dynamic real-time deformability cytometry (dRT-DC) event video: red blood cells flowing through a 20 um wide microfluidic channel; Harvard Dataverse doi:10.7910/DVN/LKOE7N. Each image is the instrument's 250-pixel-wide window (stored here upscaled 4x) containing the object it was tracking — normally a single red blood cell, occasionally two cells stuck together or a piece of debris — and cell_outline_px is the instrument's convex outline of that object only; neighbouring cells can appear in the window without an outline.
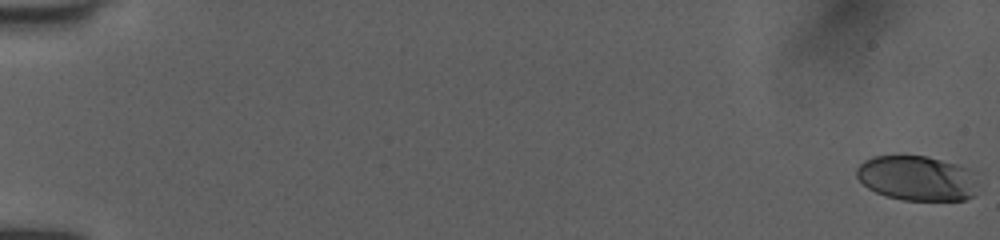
{"species": "human", "species_latin": "Homo sapiens", "temperature_condition": "room temperature", "stored_images_in_passage": 53, "camera_frame_rate_fps": 3000, "um_per_image_px": 0.085, "donor": {"sex": "female"}, "frame": {"image": 1, "passage_image": 1, "time_ms": 0.0, "image_size_px": [1000, 240], "cell_outline_px": [[976, 196], [964, 200], [904, 200], [888, 196], [876, 192], [868, 188], [856, 176], [856, 168], [864, 160], [872, 156], [928, 156], [956, 164], [968, 168], [976, 180]], "centroid_in_image_um": [77.95, 15.15], "position_along_channel_um": 7.1, "area_um2": 31.79}}
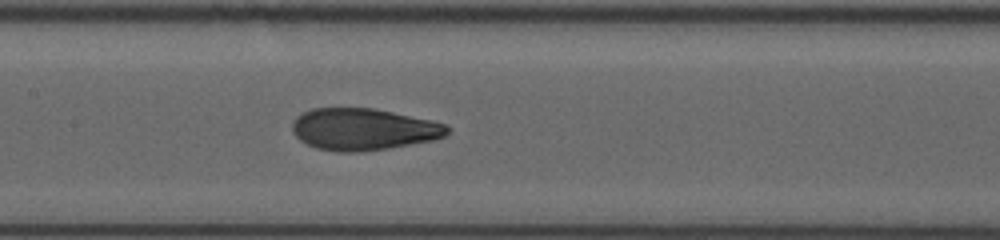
{"frame": {"image": 2, "passage_image": 28, "time_ms": 9.0, "image_size_px": [1000, 240], "cell_outline_px": [[452, 128], [444, 136], [432, 140], [388, 148], [360, 152], [340, 152], [316, 148], [300, 140], [292, 132], [292, 120], [296, 116], [312, 108], [372, 108], [432, 120], [448, 124]], "centroid_in_image_um": [30.88, 10.98], "position_along_channel_um": 176.5, "area_um2": 37.86}}
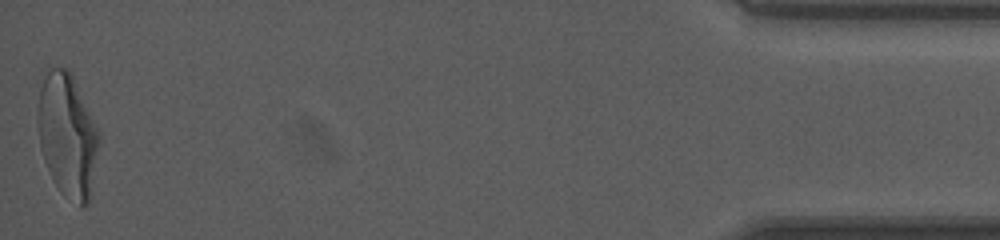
{"frame": {"image": 3, "passage_image": 53, "time_ms": 17.333, "image_size_px": [1000, 240], "cell_outline_px": [[100, 136], [88, 204], [80, 208], [64, 196], [60, 192], [52, 180], [44, 160], [40, 148], [36, 120], [36, 116], [40, 88], [44, 68], [68, 68], [100, 132]], "centroid_in_image_um": [5.69, 11.49], "position_along_channel_um": 429.5, "area_um2": 44.39}, "authors_computed_cell_mechanics": {"area_um2": 37.4544, "velocity_mm_per_s": 4.0439, "shape_relaxation_time_tau1_ms": 4.8622, "shape_relaxation_time_tau2_ms": 1.1474, "deformation_change_tau1": 0.2098, "deformation_change_tau2": 0.0778}}